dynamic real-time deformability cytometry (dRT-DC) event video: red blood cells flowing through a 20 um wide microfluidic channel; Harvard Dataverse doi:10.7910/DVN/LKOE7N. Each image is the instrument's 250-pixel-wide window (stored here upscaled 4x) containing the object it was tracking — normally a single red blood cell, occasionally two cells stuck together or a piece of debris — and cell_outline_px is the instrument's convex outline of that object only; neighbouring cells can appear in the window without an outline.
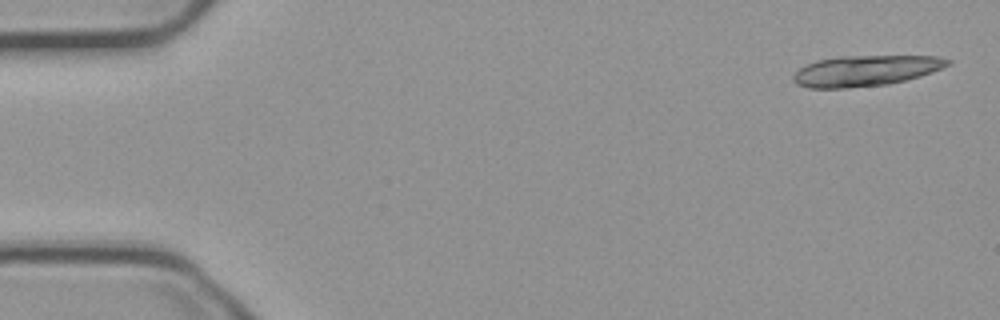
{"species": "common noctule bat (a hibernating species)", "species_latin": "Nyctalus noctula", "temperature_condition": "cold", "stored_images_in_passage": 17, "camera_frame_rate_fps": 3000, "um_per_image_px": 0.085, "animal": {"sex": "male", "body_mass_g": 23.1, "forearm_length_mm": 52.7}, "frame": {"image": 1, "passage_image": 1, "time_ms": 0.0, "image_size_px": [1000, 320], "cell_outline_px": [[952, 64], [932, 72], [920, 76], [888, 84], [848, 88], [808, 88], [796, 84], [792, 80], [792, 76], [800, 68], [808, 64], [820, 60], [840, 56], [936, 56], [952, 60]], "centroid_in_image_um": [73.59, 6.01], "position_along_channel_um": 11.4, "area_um2": 27.57}}